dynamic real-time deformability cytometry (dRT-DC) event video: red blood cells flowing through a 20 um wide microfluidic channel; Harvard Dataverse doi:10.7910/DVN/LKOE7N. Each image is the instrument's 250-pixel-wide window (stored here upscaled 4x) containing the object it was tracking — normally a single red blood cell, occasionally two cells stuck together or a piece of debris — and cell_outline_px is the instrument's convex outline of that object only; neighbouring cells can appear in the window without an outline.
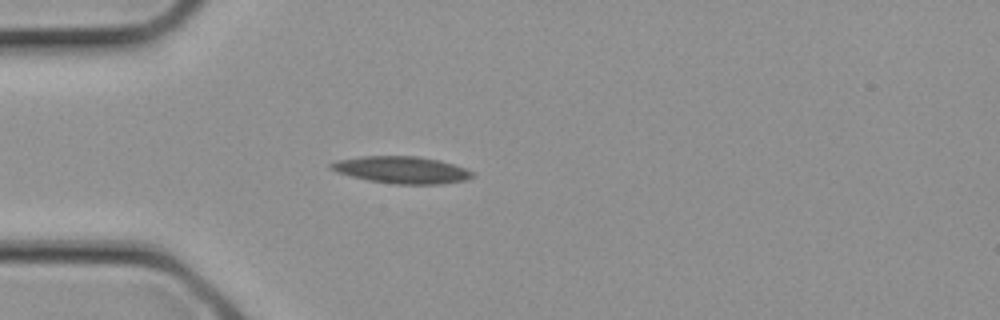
{"species": "common noctule bat (a hibernating species)", "species_latin": "Nyctalus noctula", "temperature_condition": "cold", "stored_images_in_passage": 1, "camera_frame_rate_fps": 3000, "um_per_image_px": 0.085, "animal": {"sex": "female", "body_mass_g": 21.9}, "frame": {"image": 1, "passage_image": 1, "time_ms": 0.0, "image_size_px": [1000, 320], "cell_outline_px": [[476, 176], [468, 180], [440, 184], [396, 184], [368, 180], [336, 172], [328, 168], [328, 164], [336, 160], [364, 156], [416, 156], [440, 160], [464, 168], [472, 172]], "centroid_in_image_um": [34.13, 14.44], "position_along_channel_um": 50.9, "area_um2": 22.31}}